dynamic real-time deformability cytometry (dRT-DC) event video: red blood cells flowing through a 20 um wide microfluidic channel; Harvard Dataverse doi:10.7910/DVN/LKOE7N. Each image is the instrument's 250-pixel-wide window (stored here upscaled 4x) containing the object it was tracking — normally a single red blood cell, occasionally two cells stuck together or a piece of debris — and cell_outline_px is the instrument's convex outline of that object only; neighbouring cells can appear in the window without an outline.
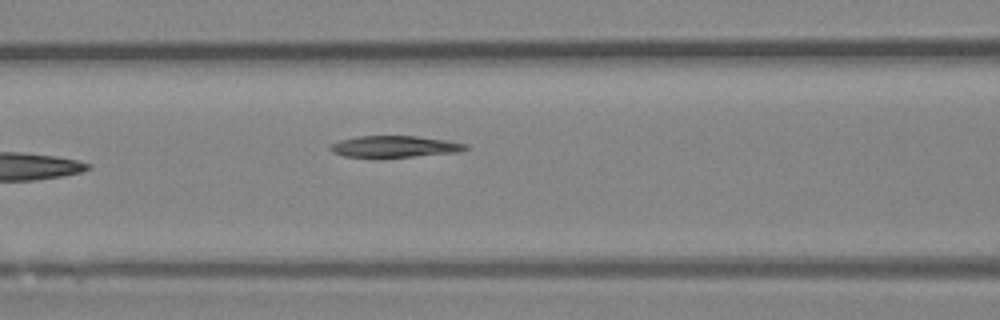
{"species": "Egyptian fruit bat (a non-hibernating species)", "species_latin": "Rousettus aegyptiacus", "temperature_condition": "room temperature", "stored_images_in_passage": 7, "camera_frame_rate_fps": 3000, "um_per_image_px": 0.085, "animal": {"sex": "female"}, "frame": {"image": 1, "passage_image": 7, "time_ms": 2.0, "image_size_px": [1000, 320], "cell_outline_px": [[468, 148], [460, 152], [376, 160], [344, 156], [332, 152], [328, 148], [332, 144], [340, 140], [356, 136], [416, 136], [448, 140], [468, 144]], "centroid_in_image_um": [33.51, 12.49], "position_along_channel_um": 133.1, "area_um2": 17.8}}